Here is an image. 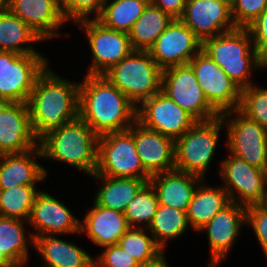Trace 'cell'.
Instances as JSON below:
<instances>
[{"mask_svg":"<svg viewBox=\"0 0 267 267\" xmlns=\"http://www.w3.org/2000/svg\"><path fill=\"white\" fill-rule=\"evenodd\" d=\"M85 75L79 85L78 116L98 136L128 130L137 107L105 76Z\"/></svg>","mask_w":267,"mask_h":267,"instance_id":"6da1fadb","label":"cell"},{"mask_svg":"<svg viewBox=\"0 0 267 267\" xmlns=\"http://www.w3.org/2000/svg\"><path fill=\"white\" fill-rule=\"evenodd\" d=\"M49 66L37 77L27 105L39 141L48 132L78 117L79 85L56 75Z\"/></svg>","mask_w":267,"mask_h":267,"instance_id":"7a4b0ae2","label":"cell"},{"mask_svg":"<svg viewBox=\"0 0 267 267\" xmlns=\"http://www.w3.org/2000/svg\"><path fill=\"white\" fill-rule=\"evenodd\" d=\"M98 138L78 116L48 132L38 144L44 159L67 163L92 176L97 167Z\"/></svg>","mask_w":267,"mask_h":267,"instance_id":"3957f363","label":"cell"},{"mask_svg":"<svg viewBox=\"0 0 267 267\" xmlns=\"http://www.w3.org/2000/svg\"><path fill=\"white\" fill-rule=\"evenodd\" d=\"M252 46V47H251ZM205 52L241 89L247 88L252 71L267 68L260 58L248 28L237 27L202 42Z\"/></svg>","mask_w":267,"mask_h":267,"instance_id":"277c9868","label":"cell"},{"mask_svg":"<svg viewBox=\"0 0 267 267\" xmlns=\"http://www.w3.org/2000/svg\"><path fill=\"white\" fill-rule=\"evenodd\" d=\"M103 76L136 107L161 91L162 69L149 51L133 50Z\"/></svg>","mask_w":267,"mask_h":267,"instance_id":"5b68a950","label":"cell"},{"mask_svg":"<svg viewBox=\"0 0 267 267\" xmlns=\"http://www.w3.org/2000/svg\"><path fill=\"white\" fill-rule=\"evenodd\" d=\"M224 127L221 115L208 121H197L175 140V170L204 179Z\"/></svg>","mask_w":267,"mask_h":267,"instance_id":"8992f818","label":"cell"},{"mask_svg":"<svg viewBox=\"0 0 267 267\" xmlns=\"http://www.w3.org/2000/svg\"><path fill=\"white\" fill-rule=\"evenodd\" d=\"M93 175L150 180L129 131L110 132L98 138L97 167Z\"/></svg>","mask_w":267,"mask_h":267,"instance_id":"52a82bcc","label":"cell"},{"mask_svg":"<svg viewBox=\"0 0 267 267\" xmlns=\"http://www.w3.org/2000/svg\"><path fill=\"white\" fill-rule=\"evenodd\" d=\"M47 66L40 53L2 51L0 102L27 103L37 77Z\"/></svg>","mask_w":267,"mask_h":267,"instance_id":"ba28073f","label":"cell"},{"mask_svg":"<svg viewBox=\"0 0 267 267\" xmlns=\"http://www.w3.org/2000/svg\"><path fill=\"white\" fill-rule=\"evenodd\" d=\"M233 113L235 118L231 116ZM221 116L227 126L229 154L267 171V129L249 119L239 109L223 112Z\"/></svg>","mask_w":267,"mask_h":267,"instance_id":"9c48e42d","label":"cell"},{"mask_svg":"<svg viewBox=\"0 0 267 267\" xmlns=\"http://www.w3.org/2000/svg\"><path fill=\"white\" fill-rule=\"evenodd\" d=\"M161 92L196 121H208L221 115L208 102L194 71L188 64L162 70Z\"/></svg>","mask_w":267,"mask_h":267,"instance_id":"30bf717a","label":"cell"},{"mask_svg":"<svg viewBox=\"0 0 267 267\" xmlns=\"http://www.w3.org/2000/svg\"><path fill=\"white\" fill-rule=\"evenodd\" d=\"M219 174L225 183L222 187L228 192L231 202L245 207L264 204L267 194V171L249 165L230 154L221 161Z\"/></svg>","mask_w":267,"mask_h":267,"instance_id":"8fae6325","label":"cell"},{"mask_svg":"<svg viewBox=\"0 0 267 267\" xmlns=\"http://www.w3.org/2000/svg\"><path fill=\"white\" fill-rule=\"evenodd\" d=\"M77 23L86 33L93 56L88 75L105 74L133 51L128 33L105 27L95 18Z\"/></svg>","mask_w":267,"mask_h":267,"instance_id":"7c38bea8","label":"cell"},{"mask_svg":"<svg viewBox=\"0 0 267 267\" xmlns=\"http://www.w3.org/2000/svg\"><path fill=\"white\" fill-rule=\"evenodd\" d=\"M188 65L208 102L220 113L239 109L242 89L202 50Z\"/></svg>","mask_w":267,"mask_h":267,"instance_id":"4fadbf2b","label":"cell"},{"mask_svg":"<svg viewBox=\"0 0 267 267\" xmlns=\"http://www.w3.org/2000/svg\"><path fill=\"white\" fill-rule=\"evenodd\" d=\"M136 120L143 126L174 140L180 138L197 122L161 91L137 107Z\"/></svg>","mask_w":267,"mask_h":267,"instance_id":"5bb4252c","label":"cell"},{"mask_svg":"<svg viewBox=\"0 0 267 267\" xmlns=\"http://www.w3.org/2000/svg\"><path fill=\"white\" fill-rule=\"evenodd\" d=\"M202 50V41L180 19H173L159 35L149 53L164 70L187 65Z\"/></svg>","mask_w":267,"mask_h":267,"instance_id":"9a60e30c","label":"cell"},{"mask_svg":"<svg viewBox=\"0 0 267 267\" xmlns=\"http://www.w3.org/2000/svg\"><path fill=\"white\" fill-rule=\"evenodd\" d=\"M179 19L202 42L237 28L232 18L231 0H187Z\"/></svg>","mask_w":267,"mask_h":267,"instance_id":"2e32d148","label":"cell"},{"mask_svg":"<svg viewBox=\"0 0 267 267\" xmlns=\"http://www.w3.org/2000/svg\"><path fill=\"white\" fill-rule=\"evenodd\" d=\"M144 170L153 176L175 170V140L149 129L137 120L128 128Z\"/></svg>","mask_w":267,"mask_h":267,"instance_id":"e0dca14e","label":"cell"},{"mask_svg":"<svg viewBox=\"0 0 267 267\" xmlns=\"http://www.w3.org/2000/svg\"><path fill=\"white\" fill-rule=\"evenodd\" d=\"M246 210L247 207L231 202L199 230L208 234L210 267L218 266L227 257L240 229L246 224Z\"/></svg>","mask_w":267,"mask_h":267,"instance_id":"ac0fdd59","label":"cell"},{"mask_svg":"<svg viewBox=\"0 0 267 267\" xmlns=\"http://www.w3.org/2000/svg\"><path fill=\"white\" fill-rule=\"evenodd\" d=\"M37 145L27 103L0 102V155L27 152Z\"/></svg>","mask_w":267,"mask_h":267,"instance_id":"d6986e66","label":"cell"},{"mask_svg":"<svg viewBox=\"0 0 267 267\" xmlns=\"http://www.w3.org/2000/svg\"><path fill=\"white\" fill-rule=\"evenodd\" d=\"M28 224L36 228L33 238L80 233V220L57 198L41 191L36 195Z\"/></svg>","mask_w":267,"mask_h":267,"instance_id":"ffe728a7","label":"cell"},{"mask_svg":"<svg viewBox=\"0 0 267 267\" xmlns=\"http://www.w3.org/2000/svg\"><path fill=\"white\" fill-rule=\"evenodd\" d=\"M9 10L44 41L60 35L57 29L67 22L60 0H9Z\"/></svg>","mask_w":267,"mask_h":267,"instance_id":"44dd1931","label":"cell"},{"mask_svg":"<svg viewBox=\"0 0 267 267\" xmlns=\"http://www.w3.org/2000/svg\"><path fill=\"white\" fill-rule=\"evenodd\" d=\"M35 156L43 157L39 144L27 152L1 154L0 189L36 185L37 182L43 181L47 171L35 161Z\"/></svg>","mask_w":267,"mask_h":267,"instance_id":"7402d4cb","label":"cell"},{"mask_svg":"<svg viewBox=\"0 0 267 267\" xmlns=\"http://www.w3.org/2000/svg\"><path fill=\"white\" fill-rule=\"evenodd\" d=\"M80 221V232L89 236L100 247L118 244L119 239L130 228L124 213L98 205L95 201Z\"/></svg>","mask_w":267,"mask_h":267,"instance_id":"603a6c76","label":"cell"},{"mask_svg":"<svg viewBox=\"0 0 267 267\" xmlns=\"http://www.w3.org/2000/svg\"><path fill=\"white\" fill-rule=\"evenodd\" d=\"M201 180L197 175L172 170L155 174L148 182L156 192L159 204L186 212Z\"/></svg>","mask_w":267,"mask_h":267,"instance_id":"cb8c5ba5","label":"cell"},{"mask_svg":"<svg viewBox=\"0 0 267 267\" xmlns=\"http://www.w3.org/2000/svg\"><path fill=\"white\" fill-rule=\"evenodd\" d=\"M203 180L205 179H202L195 188L186 211L189 227L195 231H199L231 203L228 192L222 186H208Z\"/></svg>","mask_w":267,"mask_h":267,"instance_id":"d4e9b609","label":"cell"},{"mask_svg":"<svg viewBox=\"0 0 267 267\" xmlns=\"http://www.w3.org/2000/svg\"><path fill=\"white\" fill-rule=\"evenodd\" d=\"M44 235L34 238L33 247L45 260L47 267H94V260L74 243Z\"/></svg>","mask_w":267,"mask_h":267,"instance_id":"484cf974","label":"cell"},{"mask_svg":"<svg viewBox=\"0 0 267 267\" xmlns=\"http://www.w3.org/2000/svg\"><path fill=\"white\" fill-rule=\"evenodd\" d=\"M21 219L0 216V263L3 266L19 267L28 262V244L34 245V238L25 233Z\"/></svg>","mask_w":267,"mask_h":267,"instance_id":"4316f807","label":"cell"},{"mask_svg":"<svg viewBox=\"0 0 267 267\" xmlns=\"http://www.w3.org/2000/svg\"><path fill=\"white\" fill-rule=\"evenodd\" d=\"M92 176L96 178V181H103V185L97 191L94 201L102 207L121 213H124L128 204L147 183L146 180L139 178Z\"/></svg>","mask_w":267,"mask_h":267,"instance_id":"83f0119b","label":"cell"},{"mask_svg":"<svg viewBox=\"0 0 267 267\" xmlns=\"http://www.w3.org/2000/svg\"><path fill=\"white\" fill-rule=\"evenodd\" d=\"M39 41L42 42V39L38 34L9 9L0 11V51L18 54L38 53L29 44ZM25 44L26 46H22Z\"/></svg>","mask_w":267,"mask_h":267,"instance_id":"f1b7e54d","label":"cell"},{"mask_svg":"<svg viewBox=\"0 0 267 267\" xmlns=\"http://www.w3.org/2000/svg\"><path fill=\"white\" fill-rule=\"evenodd\" d=\"M173 19L168 13L149 2L128 33L133 50L149 51Z\"/></svg>","mask_w":267,"mask_h":267,"instance_id":"f546056e","label":"cell"},{"mask_svg":"<svg viewBox=\"0 0 267 267\" xmlns=\"http://www.w3.org/2000/svg\"><path fill=\"white\" fill-rule=\"evenodd\" d=\"M149 2V0H113L112 2L106 0L102 12L96 19L105 27L129 33Z\"/></svg>","mask_w":267,"mask_h":267,"instance_id":"4dcf8cb0","label":"cell"},{"mask_svg":"<svg viewBox=\"0 0 267 267\" xmlns=\"http://www.w3.org/2000/svg\"><path fill=\"white\" fill-rule=\"evenodd\" d=\"M188 227L186 212L159 204L147 229L154 241L164 250L167 240L179 238Z\"/></svg>","mask_w":267,"mask_h":267,"instance_id":"1f68e13d","label":"cell"},{"mask_svg":"<svg viewBox=\"0 0 267 267\" xmlns=\"http://www.w3.org/2000/svg\"><path fill=\"white\" fill-rule=\"evenodd\" d=\"M37 191L35 185L0 189V216L29 220Z\"/></svg>","mask_w":267,"mask_h":267,"instance_id":"d6a6232c","label":"cell"},{"mask_svg":"<svg viewBox=\"0 0 267 267\" xmlns=\"http://www.w3.org/2000/svg\"><path fill=\"white\" fill-rule=\"evenodd\" d=\"M158 205L156 192L152 185L147 182L124 211L130 228H148L154 218ZM142 224L143 227H141Z\"/></svg>","mask_w":267,"mask_h":267,"instance_id":"836d02e7","label":"cell"},{"mask_svg":"<svg viewBox=\"0 0 267 267\" xmlns=\"http://www.w3.org/2000/svg\"><path fill=\"white\" fill-rule=\"evenodd\" d=\"M151 236H148L147 228H129L119 239L118 245L139 263H143L163 250Z\"/></svg>","mask_w":267,"mask_h":267,"instance_id":"e575fe53","label":"cell"},{"mask_svg":"<svg viewBox=\"0 0 267 267\" xmlns=\"http://www.w3.org/2000/svg\"><path fill=\"white\" fill-rule=\"evenodd\" d=\"M239 110L267 129V89L255 85L242 89Z\"/></svg>","mask_w":267,"mask_h":267,"instance_id":"d590c367","label":"cell"},{"mask_svg":"<svg viewBox=\"0 0 267 267\" xmlns=\"http://www.w3.org/2000/svg\"><path fill=\"white\" fill-rule=\"evenodd\" d=\"M106 0H60L62 14L66 21L72 20L73 23L88 19L91 13H95L96 19Z\"/></svg>","mask_w":267,"mask_h":267,"instance_id":"8d00e7d4","label":"cell"},{"mask_svg":"<svg viewBox=\"0 0 267 267\" xmlns=\"http://www.w3.org/2000/svg\"><path fill=\"white\" fill-rule=\"evenodd\" d=\"M266 8L267 0H231L236 27L247 28Z\"/></svg>","mask_w":267,"mask_h":267,"instance_id":"74e56055","label":"cell"},{"mask_svg":"<svg viewBox=\"0 0 267 267\" xmlns=\"http://www.w3.org/2000/svg\"><path fill=\"white\" fill-rule=\"evenodd\" d=\"M104 251L97 256L94 267H138L139 262L122 249L118 244L103 247Z\"/></svg>","mask_w":267,"mask_h":267,"instance_id":"f35d334b","label":"cell"},{"mask_svg":"<svg viewBox=\"0 0 267 267\" xmlns=\"http://www.w3.org/2000/svg\"><path fill=\"white\" fill-rule=\"evenodd\" d=\"M246 225L254 230L267 257V207L264 204L251 205L246 210Z\"/></svg>","mask_w":267,"mask_h":267,"instance_id":"ab89813d","label":"cell"},{"mask_svg":"<svg viewBox=\"0 0 267 267\" xmlns=\"http://www.w3.org/2000/svg\"><path fill=\"white\" fill-rule=\"evenodd\" d=\"M247 28L251 33L254 48L267 64V8Z\"/></svg>","mask_w":267,"mask_h":267,"instance_id":"60d3db41","label":"cell"},{"mask_svg":"<svg viewBox=\"0 0 267 267\" xmlns=\"http://www.w3.org/2000/svg\"><path fill=\"white\" fill-rule=\"evenodd\" d=\"M172 18L179 19L182 16L187 0H149Z\"/></svg>","mask_w":267,"mask_h":267,"instance_id":"b9f144b4","label":"cell"},{"mask_svg":"<svg viewBox=\"0 0 267 267\" xmlns=\"http://www.w3.org/2000/svg\"><path fill=\"white\" fill-rule=\"evenodd\" d=\"M138 267H169L164 255V250H162L153 259L139 263Z\"/></svg>","mask_w":267,"mask_h":267,"instance_id":"7bdbcfd3","label":"cell"},{"mask_svg":"<svg viewBox=\"0 0 267 267\" xmlns=\"http://www.w3.org/2000/svg\"><path fill=\"white\" fill-rule=\"evenodd\" d=\"M9 9V0H0V11Z\"/></svg>","mask_w":267,"mask_h":267,"instance_id":"ee69618b","label":"cell"},{"mask_svg":"<svg viewBox=\"0 0 267 267\" xmlns=\"http://www.w3.org/2000/svg\"><path fill=\"white\" fill-rule=\"evenodd\" d=\"M1 72H2V51H0V81H1Z\"/></svg>","mask_w":267,"mask_h":267,"instance_id":"f6af8a7d","label":"cell"},{"mask_svg":"<svg viewBox=\"0 0 267 267\" xmlns=\"http://www.w3.org/2000/svg\"><path fill=\"white\" fill-rule=\"evenodd\" d=\"M264 205L267 207V194H266V198H265V201H264Z\"/></svg>","mask_w":267,"mask_h":267,"instance_id":"bcb514c9","label":"cell"}]
</instances>
